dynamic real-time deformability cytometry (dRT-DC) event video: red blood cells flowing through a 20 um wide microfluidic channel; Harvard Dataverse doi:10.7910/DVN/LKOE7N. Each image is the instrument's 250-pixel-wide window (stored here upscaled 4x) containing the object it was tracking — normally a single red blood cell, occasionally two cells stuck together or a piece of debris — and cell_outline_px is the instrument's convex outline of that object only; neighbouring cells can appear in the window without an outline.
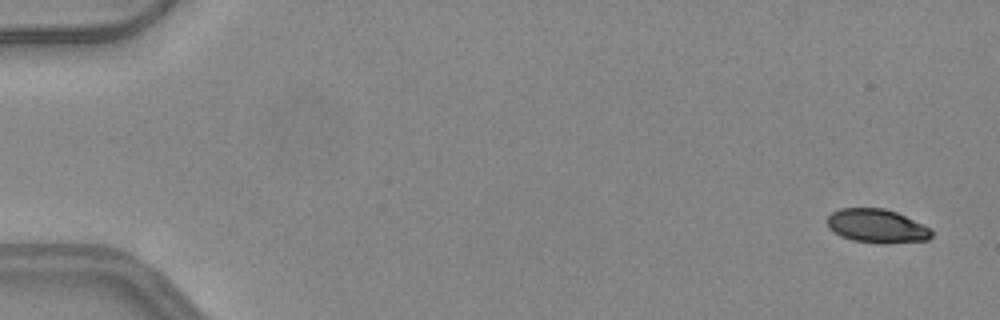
{"species": "common noctule bat (a hibernating species)", "species_latin": "Nyctalus noctula", "temperature_condition": "warm", "stored_images_in_passage": 16, "camera_frame_rate_fps": 3000, "um_per_image_px": 0.085, "animal": {"sex": "female", "body_mass_g": 24.6, "forearm_length_mm": 56.2}, "frame": {"image": 1, "passage_image": 2, "time_ms": 0.333, "image_size_px": [1000, 320], "cell_outline_px": [[932, 236], [928, 240], [884, 244], [876, 244], [852, 240], [840, 236], [828, 228], [828, 216], [832, 212], [840, 208], [884, 208], [896, 212], [932, 228]], "centroid_in_image_um": [74.54, 19.22], "position_along_channel_um": 10.5, "area_um2": 20.75}}
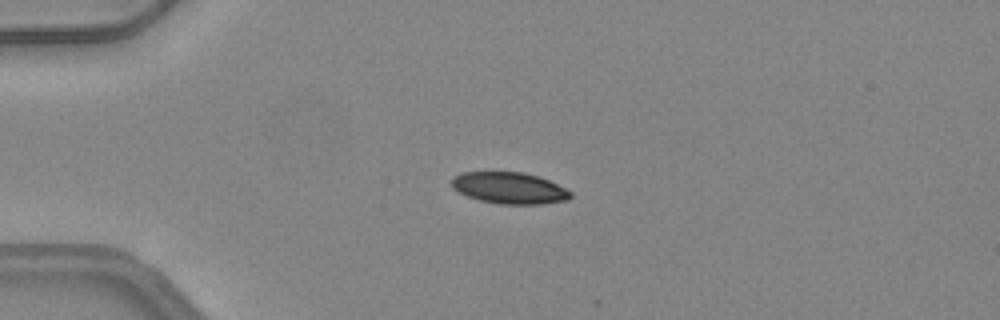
{"frame": {"image": 2, "passage_image": 13, "time_ms": 4.0, "image_size_px": [1000, 320], "cell_outline_px": [[572, 196], [568, 200], [540, 204], [500, 204], [480, 200], [468, 196], [452, 188], [452, 176], [460, 172], [524, 172], [548, 180], [572, 192]], "centroid_in_image_um": [43.28, 15.98], "position_along_channel_um": 41.7, "area_um2": 21.73}}